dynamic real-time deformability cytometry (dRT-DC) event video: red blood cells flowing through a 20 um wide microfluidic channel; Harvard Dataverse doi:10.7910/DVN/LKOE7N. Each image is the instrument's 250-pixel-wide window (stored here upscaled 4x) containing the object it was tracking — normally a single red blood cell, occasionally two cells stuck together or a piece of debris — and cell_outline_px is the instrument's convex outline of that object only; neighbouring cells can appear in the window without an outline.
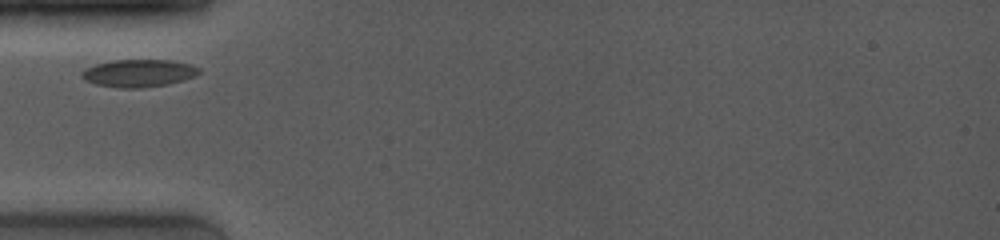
{"species": "common noctule bat (a hibernating species)", "species_latin": "Nyctalus noctula", "temperature_condition": "room temperature", "stored_images_in_passage": 6, "camera_frame_rate_fps": 4000, "um_per_image_px": 0.085, "animal": {"sex": "female", "body_mass_g": 19.0, "forearm_length_mm": 53.3}, "frame": {"image": 1, "passage_image": 1, "time_ms": 0.0, "image_size_px": [1000, 240], "cell_outline_px": [[200, 72], [192, 76], [168, 84], [140, 88], [120, 88], [96, 84], [84, 80], [80, 76], [80, 72], [96, 64], [112, 60], [168, 60], [188, 64], [200, 68]], "centroid_in_image_um": [11.73, 6.22], "position_along_channel_um": 73.3, "area_um2": 18.55}}
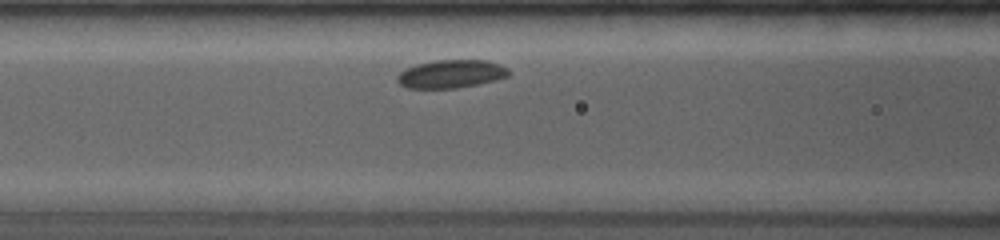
{"frame": {"image": 2, "passage_image": 3, "time_ms": 1.5, "image_size_px": [1000, 240], "cell_outline_px": [[508, 76], [496, 80], [456, 88], [408, 88], [400, 84], [396, 80], [396, 76], [400, 72], [416, 64], [436, 60], [488, 60], [500, 64], [508, 68]], "centroid_in_image_um": [38.34, 6.28], "position_along_channel_um": 128.3, "area_um2": 18.21}}